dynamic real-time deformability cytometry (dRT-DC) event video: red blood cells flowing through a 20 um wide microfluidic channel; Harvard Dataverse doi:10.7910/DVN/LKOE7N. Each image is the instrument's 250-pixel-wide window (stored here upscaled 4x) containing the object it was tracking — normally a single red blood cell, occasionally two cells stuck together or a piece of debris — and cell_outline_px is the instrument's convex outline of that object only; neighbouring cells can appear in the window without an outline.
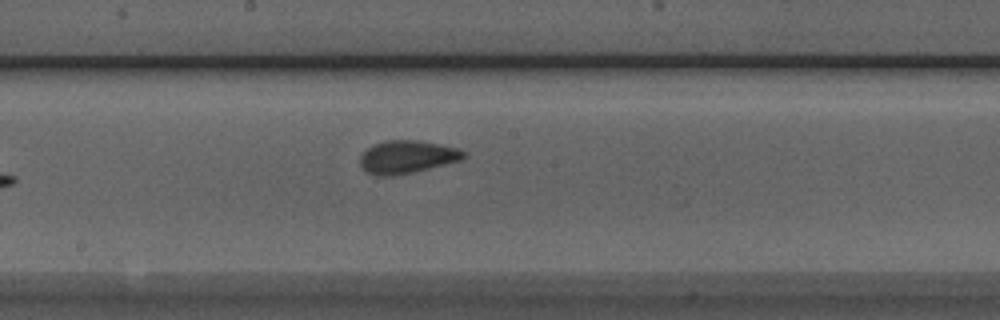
{"species": "Egyptian fruit bat (a non-hibernating species)", "species_latin": "Rousettus aegyptiacus", "temperature_condition": "room temperature", "stored_images_in_passage": 9, "camera_frame_rate_fps": 3000, "um_per_image_px": 0.085, "animal": {"sex": "male"}, "frame": {"image": 1, "passage_image": 9, "time_ms": 9.333, "image_size_px": [1000, 320], "cell_outline_px": [[468, 156], [460, 160], [412, 172], [388, 176], [376, 176], [368, 172], [360, 164], [360, 156], [368, 148], [384, 140], [416, 140], [440, 144], [456, 148], [464, 152]], "centroid_in_image_um": [34.59, 13.33], "position_along_channel_um": 213.6, "area_um2": 19.48}}